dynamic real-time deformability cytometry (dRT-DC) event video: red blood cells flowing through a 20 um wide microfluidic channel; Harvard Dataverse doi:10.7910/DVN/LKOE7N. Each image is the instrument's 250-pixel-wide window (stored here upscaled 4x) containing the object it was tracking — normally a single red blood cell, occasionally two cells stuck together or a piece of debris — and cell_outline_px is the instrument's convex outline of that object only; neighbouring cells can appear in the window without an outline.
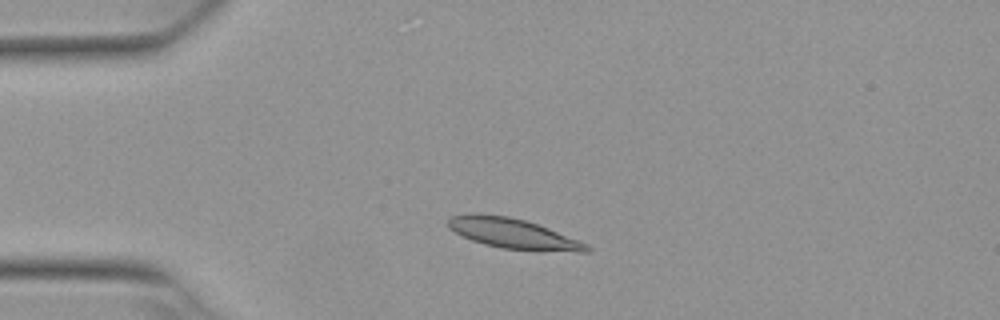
{"species": "Egyptian fruit bat (a non-hibernating species)", "species_latin": "Rousettus aegyptiacus", "temperature_condition": "warm", "stored_images_in_passage": 48, "camera_frame_rate_fps": 3000, "um_per_image_px": 0.085, "animal": {"sex": "female"}, "frame": {"image": 1, "passage_image": 8, "time_ms": 2.333, "image_size_px": [1000, 320], "cell_outline_px": [[592, 252], [576, 252], [500, 248], [484, 244], [472, 240], [448, 228], [448, 216], [472, 212], [476, 212], [508, 216], [524, 220], [548, 228], [580, 240], [588, 244], [592, 248]], "centroid_in_image_um": [43.61, 19.83], "position_along_channel_um": 41.4, "area_um2": 24.45}}
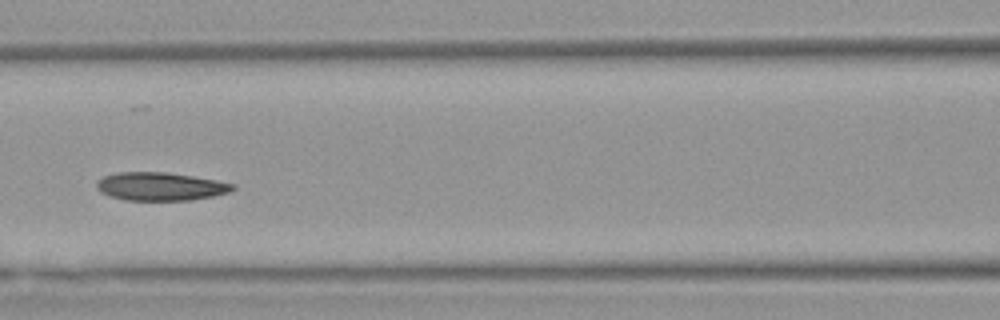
{"frame": {"image": 2, "passage_image": 19, "time_ms": 6.0, "image_size_px": [1000, 320], "cell_outline_px": [[236, 188], [228, 192], [212, 196], [192, 200], [124, 200], [108, 196], [100, 192], [96, 188], [96, 180], [104, 176], [120, 172], [168, 172], [216, 180], [236, 184]], "centroid_in_image_um": [13.61, 15.85], "position_along_channel_um": 153.0, "area_um2": 22.48}}
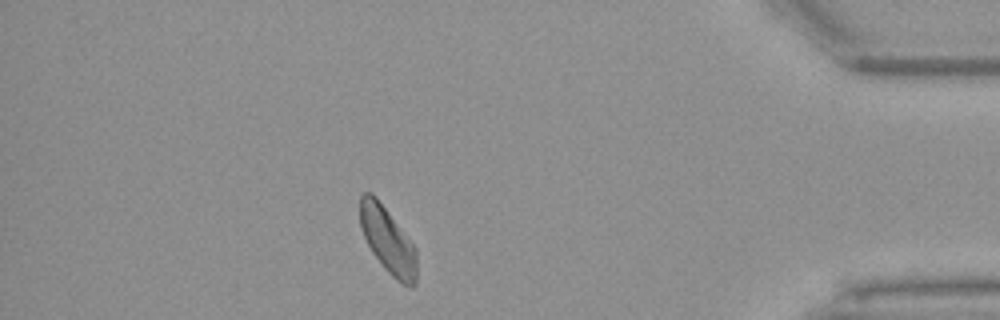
{"frame": {"image": 3, "passage_image": 42, "time_ms": 13.667, "image_size_px": [1000, 320], "cell_outline_px": [[416, 284], [412, 288], [396, 280], [384, 268], [372, 252], [360, 228], [360, 196], [364, 192], [372, 192], [376, 196], [416, 248]], "centroid_in_image_um": [32.95, 20.43], "position_along_channel_um": 402.2, "area_um2": 21.73}, "authors_computed_cell_mechanics": {"area_um2": 22.6865, "velocity_mm_per_s": 3.8219, "shape_relaxation_time_tau1_ms": 8.881, "shape_relaxation_time_tau2_ms": 6.0116, "deformation_change_tau1": 0.1809, "deformation_change_tau2": 0.0995}}